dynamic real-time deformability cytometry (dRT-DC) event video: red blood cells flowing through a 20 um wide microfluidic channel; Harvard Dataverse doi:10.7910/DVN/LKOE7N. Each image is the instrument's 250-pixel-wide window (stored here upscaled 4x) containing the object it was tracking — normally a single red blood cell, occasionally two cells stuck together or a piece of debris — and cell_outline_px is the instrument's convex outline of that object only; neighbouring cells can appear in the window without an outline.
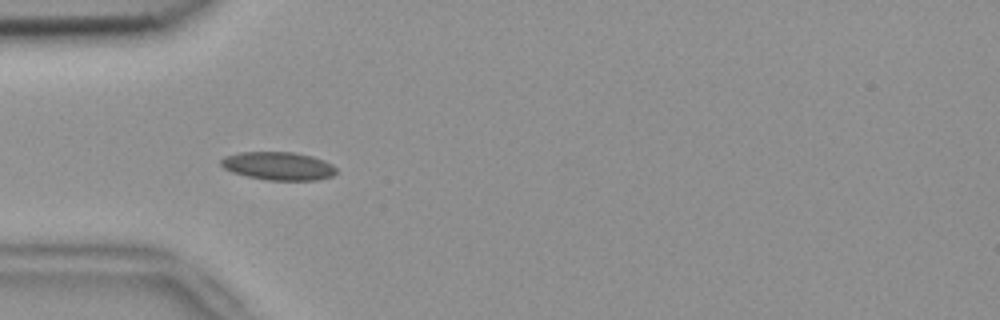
{"species": "common noctule bat (a hibernating species)", "species_latin": "Nyctalus noctula", "temperature_condition": "room temperature", "stored_images_in_passage": 9, "camera_frame_rate_fps": 3000, "um_per_image_px": 0.085, "animal": {"sex": "female", "body_mass_g": 18.4}, "frame": {"image": 1, "passage_image": 6, "time_ms": 1.667, "image_size_px": [1000, 320], "cell_outline_px": [[336, 172], [332, 176], [316, 180], [268, 180], [248, 176], [232, 172], [224, 168], [220, 164], [220, 160], [224, 156], [240, 152], [292, 152], [312, 156], [324, 160], [332, 164], [336, 168]], "centroid_in_image_um": [23.65, 14.1], "position_along_channel_um": 61.3, "area_um2": 18.9}}
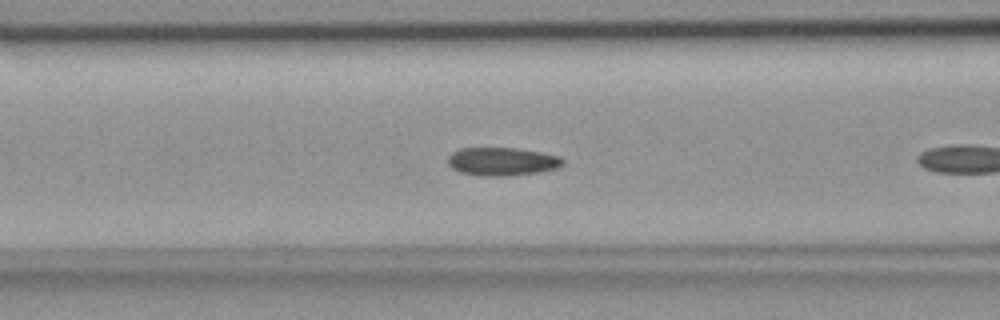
{"frame": {"image": 2, "passage_image": 8, "time_ms": 2.333, "image_size_px": [1000, 320], "cell_outline_px": [[564, 164], [556, 168], [536, 172], [508, 176], [480, 176], [460, 172], [452, 168], [448, 164], [448, 156], [452, 152], [460, 148], [520, 148], [560, 156], [564, 160]], "centroid_in_image_um": [42.66, 13.72], "position_along_channel_um": 123.9, "area_um2": 18.96}}